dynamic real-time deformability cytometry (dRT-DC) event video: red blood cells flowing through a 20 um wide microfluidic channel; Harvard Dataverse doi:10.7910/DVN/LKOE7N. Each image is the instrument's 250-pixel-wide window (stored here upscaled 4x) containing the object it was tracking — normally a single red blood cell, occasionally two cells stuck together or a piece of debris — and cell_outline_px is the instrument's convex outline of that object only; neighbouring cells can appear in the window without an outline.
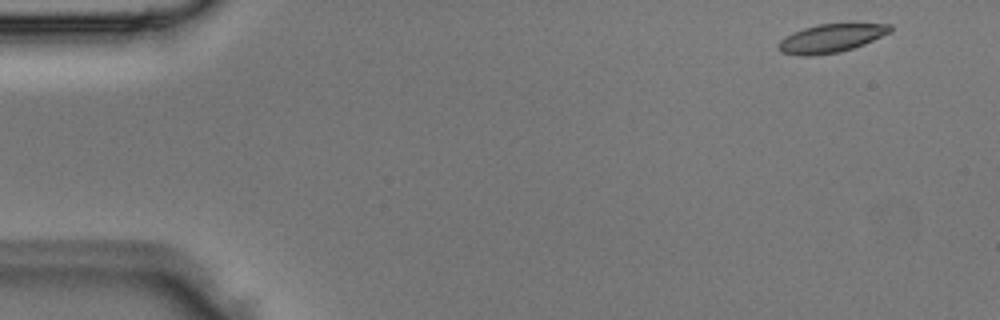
{"species": "Egyptian fruit bat (a non-hibernating species)", "species_latin": "Rousettus aegyptiacus", "temperature_condition": "room temperature", "stored_images_in_passage": 3, "camera_frame_rate_fps": 3000, "um_per_image_px": 0.085, "animal": {"sex": "male"}, "frame": {"image": 1, "passage_image": 1, "time_ms": 0.0, "image_size_px": [1000, 320], "cell_outline_px": [[892, 32], [864, 44], [840, 52], [812, 56], [800, 56], [780, 52], [776, 48], [776, 44], [780, 40], [792, 32], [804, 28], [820, 24], [892, 24]], "centroid_in_image_um": [70.6, 3.27], "position_along_channel_um": 14.4, "area_um2": 18.61}}